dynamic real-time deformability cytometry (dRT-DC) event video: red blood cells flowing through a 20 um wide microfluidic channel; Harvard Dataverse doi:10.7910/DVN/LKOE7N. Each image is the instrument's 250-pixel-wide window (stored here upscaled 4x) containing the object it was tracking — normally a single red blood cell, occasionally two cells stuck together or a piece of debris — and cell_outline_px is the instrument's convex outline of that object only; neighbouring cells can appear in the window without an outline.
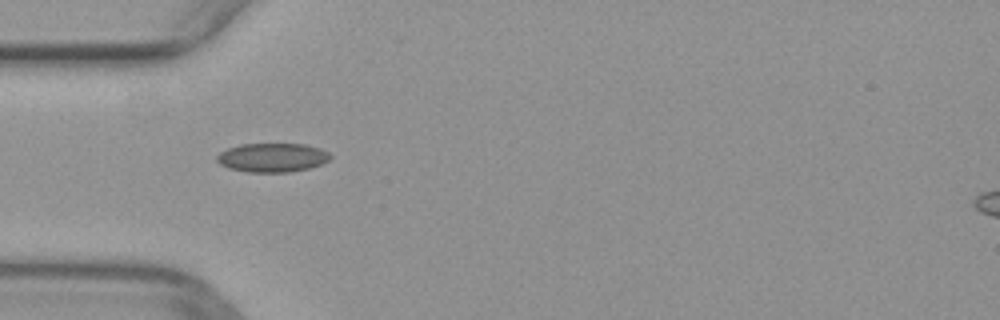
{"species": "common noctule bat (a hibernating species)", "species_latin": "Nyctalus noctula", "temperature_condition": "warm", "stored_images_in_passage": 32, "camera_frame_rate_fps": 3000, "um_per_image_px": 0.085, "animal": {"sex": "female", "body_mass_g": 29.2, "forearm_length_mm": 56.3}, "frame": {"image": 1, "passage_image": 1, "time_ms": 0.0, "image_size_px": [1000, 320], "cell_outline_px": [[332, 156], [328, 160], [320, 164], [308, 168], [288, 172], [248, 172], [228, 168], [220, 164], [216, 160], [216, 156], [220, 152], [228, 148], [240, 144], [304, 144], [320, 148], [328, 152]], "centroid_in_image_um": [23.12, 13.39], "position_along_channel_um": 61.9, "area_um2": 19.07}}
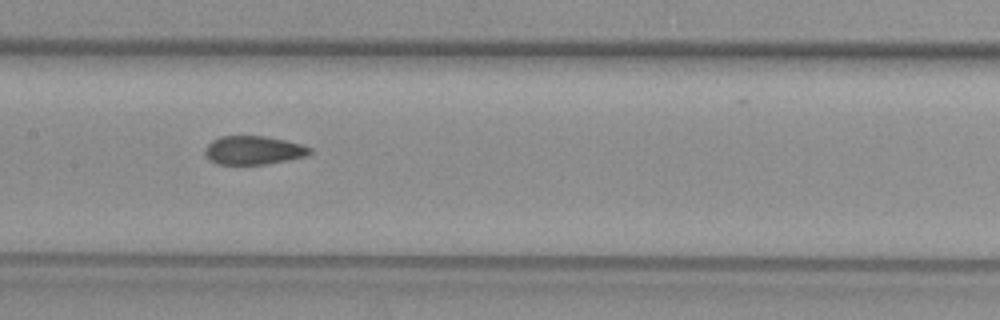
{"frame": {"image": 2, "passage_image": 10, "time_ms": 3.0, "image_size_px": [1000, 320], "cell_outline_px": [[312, 152], [308, 156], [268, 164], [216, 164], [208, 160], [204, 156], [204, 148], [212, 140], [220, 136], [264, 136], [284, 140], [300, 144], [312, 148]], "centroid_in_image_um": [21.52, 12.78], "position_along_channel_um": 185.9, "area_um2": 17.69}}
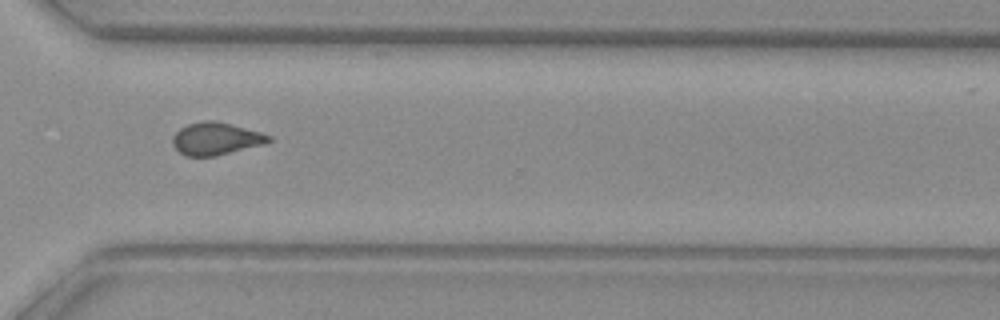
{"frame": {"image": 3, "passage_image": 22, "time_ms": 7.0, "image_size_px": [1000, 320], "cell_outline_px": [[272, 140], [264, 144], [216, 156], [188, 156], [180, 152], [172, 144], [172, 136], [180, 128], [188, 124], [204, 120], [216, 120], [232, 124], [260, 132], [272, 136]], "centroid_in_image_um": [18.35, 11.78], "position_along_channel_um": 352.2, "area_um2": 18.21}}